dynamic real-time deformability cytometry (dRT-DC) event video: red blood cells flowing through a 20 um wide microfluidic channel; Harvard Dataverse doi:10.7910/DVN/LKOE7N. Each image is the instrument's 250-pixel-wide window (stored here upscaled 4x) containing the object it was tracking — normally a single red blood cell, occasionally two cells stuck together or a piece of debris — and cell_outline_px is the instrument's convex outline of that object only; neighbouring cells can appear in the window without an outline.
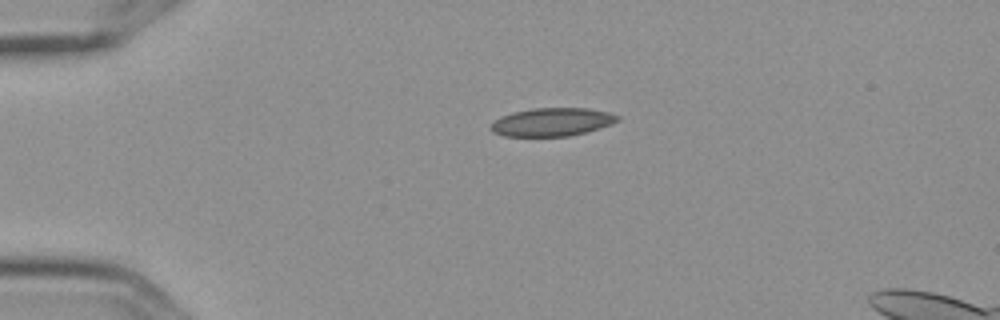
{"species": "Egyptian fruit bat (a non-hibernating species)", "species_latin": "Rousettus aegyptiacus", "temperature_condition": "cold", "stored_images_in_passage": 4, "camera_frame_rate_fps": 3000, "um_per_image_px": 0.085, "frame": {"image": 1, "passage_image": 1, "time_ms": 0.0, "image_size_px": [1000, 320], "cell_outline_px": [[620, 120], [612, 124], [584, 132], [568, 136], [504, 136], [492, 132], [488, 128], [500, 116], [512, 112], [532, 108], [588, 108], [608, 112], [620, 116]], "centroid_in_image_um": [46.9, 10.36], "position_along_channel_um": 38.1, "area_um2": 20.87}}
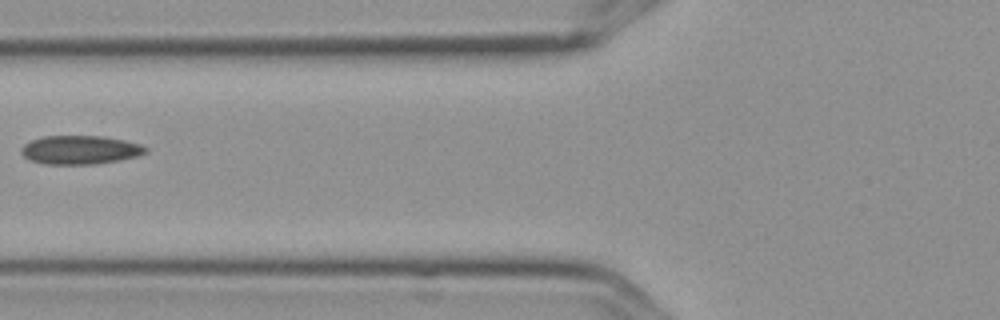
{"frame": {"image": 2, "passage_image": 3, "time_ms": 0.667, "image_size_px": [1000, 320], "cell_outline_px": [[148, 152], [140, 156], [120, 160], [96, 164], [44, 164], [32, 160], [24, 156], [20, 152], [20, 148], [24, 144], [32, 140], [44, 136], [104, 136], [124, 140], [140, 144], [148, 148]], "centroid_in_image_um": [6.85, 12.74], "position_along_channel_um": 119.0, "area_um2": 20.92}}
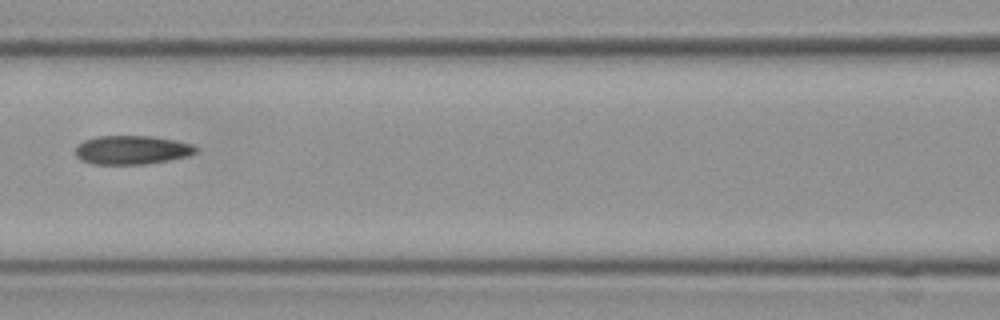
{"frame": {"image": 3, "passage_image": 4, "time_ms": 1.0, "image_size_px": [1000, 320], "cell_outline_px": [[200, 148], [196, 152], [188, 156], [168, 160], [144, 164], [92, 164], [80, 160], [76, 156], [76, 148], [84, 140], [96, 136], [152, 136], [176, 140], [192, 144]], "centroid_in_image_um": [11.23, 12.74], "position_along_channel_um": 155.4, "area_um2": 20.29}}